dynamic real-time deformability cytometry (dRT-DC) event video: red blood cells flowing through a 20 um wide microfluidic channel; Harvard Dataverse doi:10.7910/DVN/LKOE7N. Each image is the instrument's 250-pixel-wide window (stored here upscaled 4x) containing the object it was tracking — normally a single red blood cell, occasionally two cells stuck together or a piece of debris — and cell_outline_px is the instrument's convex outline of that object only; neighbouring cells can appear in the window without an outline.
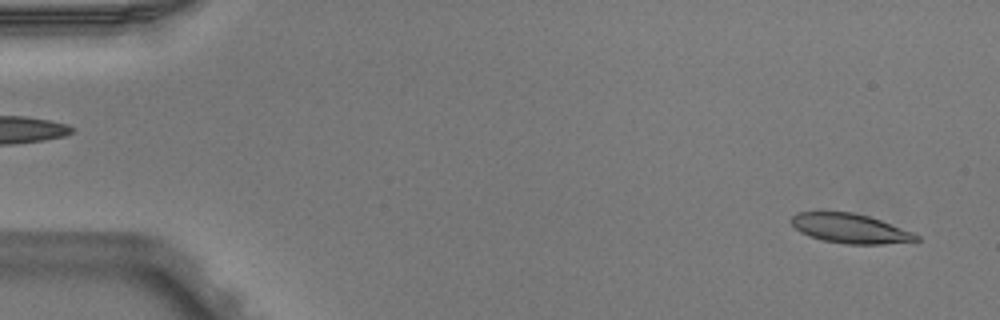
{"species": "Egyptian fruit bat (a non-hibernating species)", "species_latin": "Rousettus aegyptiacus", "temperature_condition": "warm", "stored_images_in_passage": 5, "segment_of_instrument_passage": [2, 2], "camera_frame_rate_fps": 3000, "um_per_image_px": 0.085, "animal": {"sex": "male"}, "frame": {"image": 1, "passage_image": 5, "time_ms": 1.333, "image_size_px": [1000, 320], "cell_outline_px": [[920, 240], [916, 244], [844, 244], [824, 240], [808, 236], [800, 232], [792, 224], [792, 216], [796, 212], [852, 212], [868, 216], [880, 220], [912, 232], [920, 236]], "centroid_in_image_um": [72.36, 19.45], "position_along_channel_um": 12.6, "area_um2": 21.73}}